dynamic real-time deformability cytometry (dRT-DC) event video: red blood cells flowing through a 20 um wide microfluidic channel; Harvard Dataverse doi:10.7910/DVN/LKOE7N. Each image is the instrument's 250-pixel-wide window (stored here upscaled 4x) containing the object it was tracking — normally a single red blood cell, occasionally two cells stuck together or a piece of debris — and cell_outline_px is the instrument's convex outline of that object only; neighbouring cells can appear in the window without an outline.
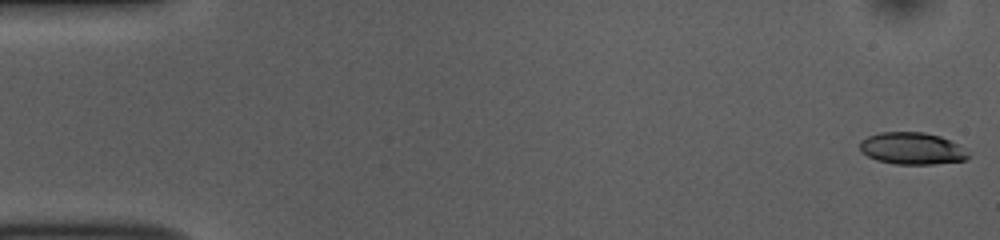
{"species": "common noctule bat (a hibernating species)", "species_latin": "Nyctalus noctula", "temperature_condition": "room temperature", "stored_images_in_passage": 53, "camera_frame_rate_fps": 3000, "um_per_image_px": 0.085, "animal": {"sex": "female", "body_mass_g": 10.0, "forearm_length_mm": 53.1}, "frame": {"image": 1, "passage_image": 1, "time_ms": 0.0, "image_size_px": [1000, 240], "cell_outline_px": [[972, 156], [964, 160], [932, 164], [896, 164], [876, 160], [860, 152], [860, 140], [868, 136], [880, 132], [924, 132], [940, 136], [956, 144], [968, 152]], "centroid_in_image_um": [77.49, 12.62], "position_along_channel_um": 7.5, "area_um2": 20.17}}
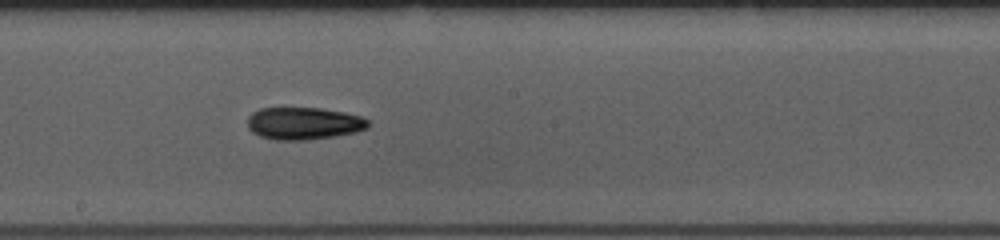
{"frame": {"image": 2, "passage_image": 29, "time_ms": 9.333, "image_size_px": [1000, 240], "cell_outline_px": [[368, 128], [356, 132], [308, 140], [276, 140], [260, 136], [252, 132], [248, 128], [248, 116], [252, 112], [260, 108], [320, 108], [344, 112], [360, 116], [368, 120]], "centroid_in_image_um": [25.79, 10.48], "position_along_channel_um": 222.4, "area_um2": 22.72}}
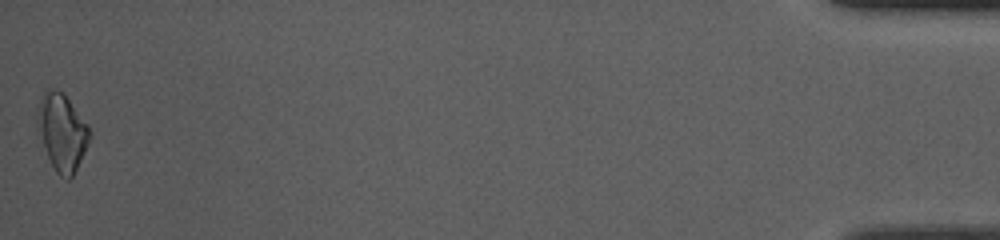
{"frame": {"image": 3, "passage_image": 53, "time_ms": 17.333, "image_size_px": [1000, 240], "cell_outline_px": [[92, 136], [72, 176], [68, 180], [60, 176], [56, 172], [48, 160], [36, 128], [36, 108], [44, 88], [52, 88], [64, 92], [88, 124], [92, 132]], "centroid_in_image_um": [5.24, 11.18], "position_along_channel_um": 430.0, "area_um2": 24.1}, "authors_computed_cell_mechanics": {"area_um2": 21.4438, "velocity_mm_per_s": 3.7733, "shape_relaxation_time_tau1_ms": 7.1403, "shape_relaxation_time_tau2_ms": null, "deformation_change_tau1": 0.1571, "deformation_change_tau2": null}}